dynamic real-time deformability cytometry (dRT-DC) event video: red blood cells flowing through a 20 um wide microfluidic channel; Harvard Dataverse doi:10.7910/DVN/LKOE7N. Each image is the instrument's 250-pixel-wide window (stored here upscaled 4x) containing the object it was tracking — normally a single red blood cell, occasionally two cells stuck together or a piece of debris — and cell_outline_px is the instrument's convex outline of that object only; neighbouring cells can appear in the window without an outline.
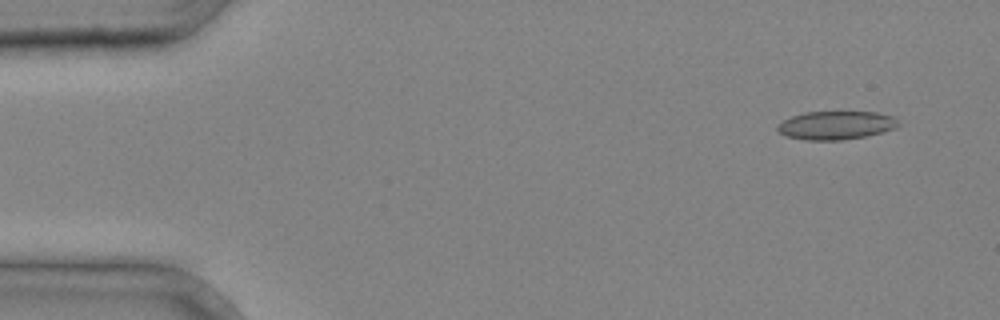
{"species": "common noctule bat (a hibernating species)", "species_latin": "Nyctalus noctula", "temperature_condition": "cold", "stored_images_in_passage": 4, "camera_frame_rate_fps": 3000, "um_per_image_px": 0.085, "animal": {"sex": "male", "body_mass_g": 20.4}, "frame": {"image": 1, "passage_image": 1, "time_ms": 0.0, "image_size_px": [1000, 320], "cell_outline_px": [[900, 124], [896, 128], [884, 132], [844, 140], [804, 140], [784, 136], [776, 128], [784, 120], [792, 116], [804, 112], [880, 112], [892, 116]], "centroid_in_image_um": [71.07, 10.65], "position_along_channel_um": 13.9, "area_um2": 20.06}}
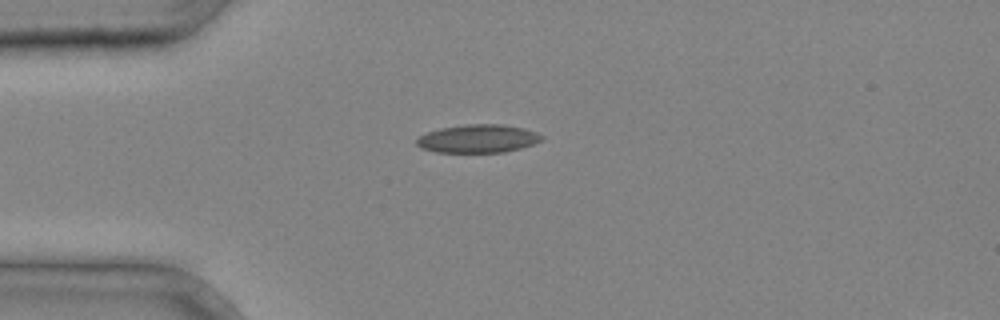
{"frame": {"image": 2, "passage_image": 3, "time_ms": 0.667, "image_size_px": [1000, 320], "cell_outline_px": [[544, 140], [520, 148], [504, 152], [436, 152], [420, 148], [416, 144], [416, 140], [420, 136], [428, 132], [440, 128], [468, 124], [504, 124], [524, 128], [536, 132], [544, 136]], "centroid_in_image_um": [40.65, 11.78], "position_along_channel_um": 44.4, "area_um2": 20.58}}
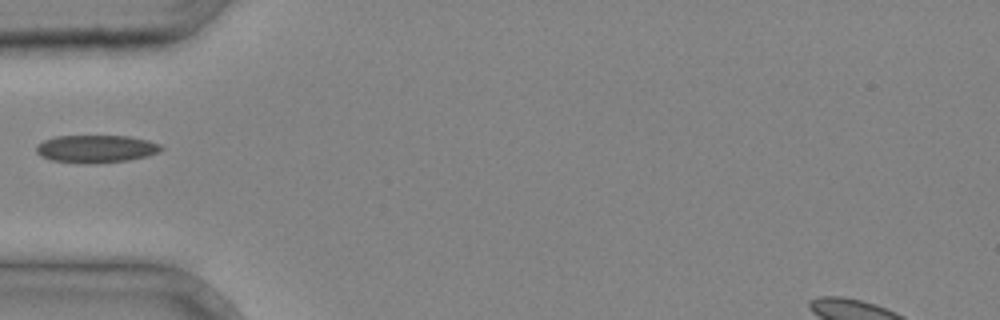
{"frame": {"image": 3, "passage_image": 4, "time_ms": 1.0, "image_size_px": [1000, 320], "cell_outline_px": [[164, 148], [160, 152], [148, 156], [128, 160], [92, 164], [88, 164], [52, 160], [40, 156], [36, 152], [36, 144], [44, 140], [56, 136], [128, 136], [148, 140], [160, 144]], "centroid_in_image_um": [8.17, 12.65], "position_along_channel_um": 76.8, "area_um2": 20.29}}